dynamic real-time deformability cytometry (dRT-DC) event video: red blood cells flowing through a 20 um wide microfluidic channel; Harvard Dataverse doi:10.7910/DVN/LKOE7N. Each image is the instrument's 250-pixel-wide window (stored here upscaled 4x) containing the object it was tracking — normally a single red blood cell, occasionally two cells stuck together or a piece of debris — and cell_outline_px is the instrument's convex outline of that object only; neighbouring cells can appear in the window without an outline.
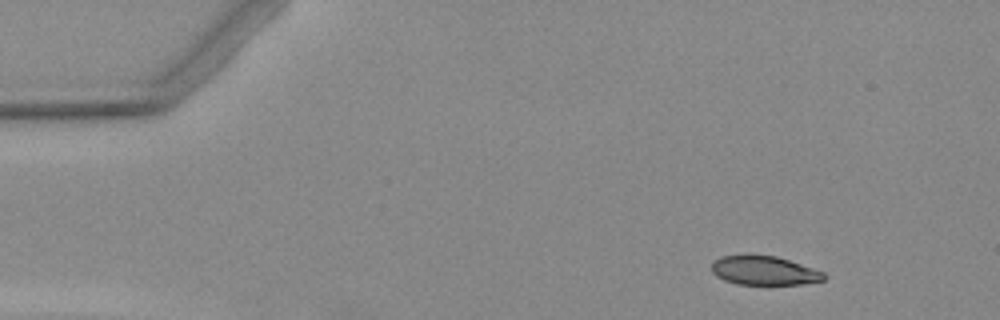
{"species": "Egyptian fruit bat (a non-hibernating species)", "species_latin": "Rousettus aegyptiacus", "temperature_condition": "warm", "stored_images_in_passage": 5, "camera_frame_rate_fps": 3000, "um_per_image_px": 0.085, "animal": {"sex": "female"}, "frame": {"image": 1, "passage_image": 2, "time_ms": 1.0, "image_size_px": [1000, 320], "cell_outline_px": [[828, 276], [824, 280], [800, 284], [736, 284], [724, 280], [716, 276], [712, 272], [712, 264], [720, 256], [776, 256], [824, 272]], "centroid_in_image_um": [64.96, 23.02], "position_along_channel_um": 20.0, "area_um2": 18.61}}
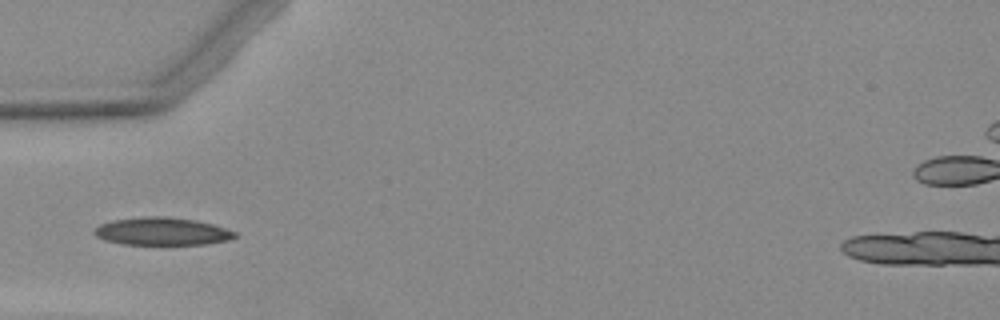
{"frame": {"image": 2, "passage_image": 5, "time_ms": 4.667, "image_size_px": [1000, 320], "cell_outline_px": [[236, 236], [228, 240], [204, 244], [124, 244], [104, 240], [96, 236], [92, 232], [100, 224], [112, 220], [144, 216], [168, 216], [196, 220], [212, 224], [236, 232]], "centroid_in_image_um": [13.74, 19.65], "position_along_channel_um": 71.3, "area_um2": 22.66}}